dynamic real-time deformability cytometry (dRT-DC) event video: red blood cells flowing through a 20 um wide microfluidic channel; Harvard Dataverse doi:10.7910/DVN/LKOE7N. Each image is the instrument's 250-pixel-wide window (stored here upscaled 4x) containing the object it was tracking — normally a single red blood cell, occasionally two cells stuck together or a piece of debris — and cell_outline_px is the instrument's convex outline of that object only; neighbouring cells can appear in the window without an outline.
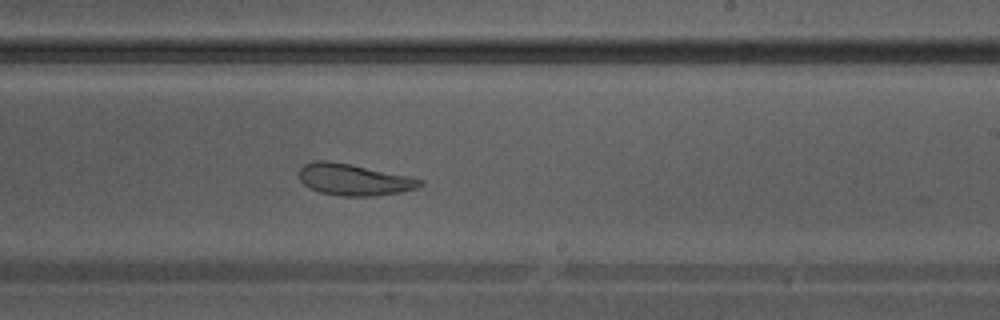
{"species": "Egyptian fruit bat (a non-hibernating species)", "species_latin": "Rousettus aegyptiacus", "temperature_condition": "warm", "stored_images_in_passage": 37, "camera_frame_rate_fps": 3000, "um_per_image_px": 0.085, "animal": {"sex": "male"}, "frame": {"image": 1, "passage_image": 22, "time_ms": 7.0, "image_size_px": [1000, 320], "cell_outline_px": [[424, 184], [416, 188], [400, 192], [376, 196], [340, 196], [320, 192], [304, 184], [300, 180], [300, 168], [304, 164], [312, 160], [328, 160], [352, 164], [412, 176], [424, 180]], "centroid_in_image_um": [30.12, 15.25], "position_along_channel_um": 258.9, "area_um2": 22.48}}